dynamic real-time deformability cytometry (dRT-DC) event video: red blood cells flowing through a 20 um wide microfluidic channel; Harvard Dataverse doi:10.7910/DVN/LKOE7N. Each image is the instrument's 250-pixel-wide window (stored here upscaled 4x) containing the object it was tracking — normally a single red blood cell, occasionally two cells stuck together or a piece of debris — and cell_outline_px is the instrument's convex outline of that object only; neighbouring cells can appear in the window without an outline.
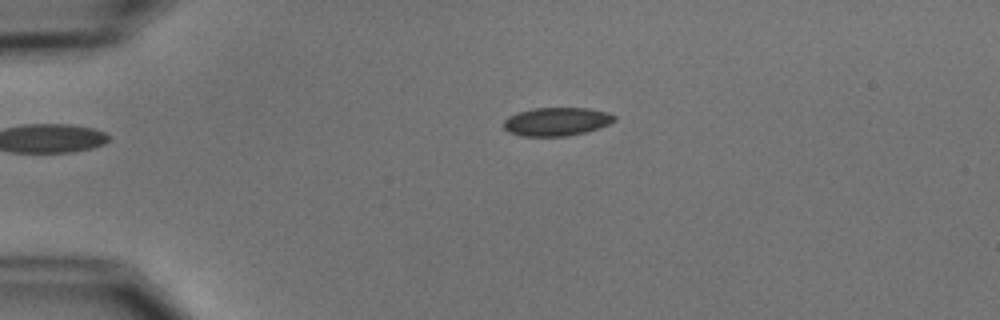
{"species": "common noctule bat (a hibernating species)", "species_latin": "Nyctalus noctula", "temperature_condition": "cold", "stored_images_in_passage": 2, "camera_frame_rate_fps": 3000, "um_per_image_px": 0.085, "animal": {"sex": "male", "body_mass_g": 15.6}, "frame": {"image": 1, "passage_image": 2, "time_ms": 1.0, "image_size_px": [1000, 320], "cell_outline_px": [[616, 120], [608, 124], [584, 132], [568, 136], [524, 136], [508, 132], [504, 128], [504, 120], [508, 116], [516, 112], [532, 108], [588, 108], [608, 112], [616, 116]], "centroid_in_image_um": [47.29, 10.32], "position_along_channel_um": 37.7, "area_um2": 18.32}}